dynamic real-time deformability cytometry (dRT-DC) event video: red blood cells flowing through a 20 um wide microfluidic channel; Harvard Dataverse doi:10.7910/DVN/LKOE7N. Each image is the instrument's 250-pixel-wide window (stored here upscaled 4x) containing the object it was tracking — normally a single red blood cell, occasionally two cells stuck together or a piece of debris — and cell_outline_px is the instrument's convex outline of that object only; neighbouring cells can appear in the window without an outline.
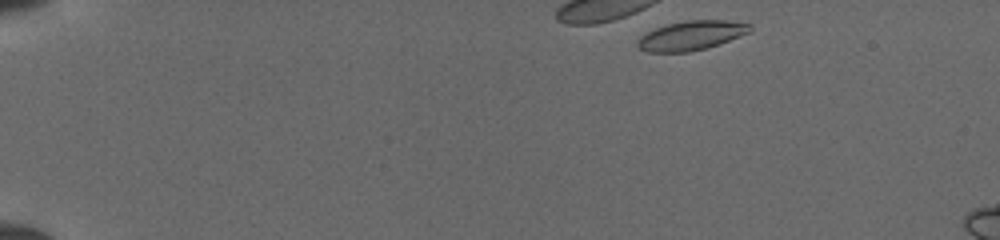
{"species": "common noctule bat (a hibernating species)", "species_latin": "Nyctalus noctula", "temperature_condition": "cold", "stored_images_in_passage": 10, "camera_frame_rate_fps": 3000, "um_per_image_px": 0.085, "animal": {"sex": "female", "body_mass_g": 19.5, "forearm_length_mm": 54.1}, "frame": {"image": 1, "passage_image": 2, "time_ms": 0.333, "image_size_px": [1000, 240], "cell_outline_px": [[752, 32], [704, 48], [688, 52], [648, 52], [640, 48], [636, 44], [640, 36], [656, 28], [668, 24], [684, 20], [724, 20], [752, 24]], "centroid_in_image_um": [58.77, 3.01], "position_along_channel_um": 26.2, "area_um2": 19.02}}